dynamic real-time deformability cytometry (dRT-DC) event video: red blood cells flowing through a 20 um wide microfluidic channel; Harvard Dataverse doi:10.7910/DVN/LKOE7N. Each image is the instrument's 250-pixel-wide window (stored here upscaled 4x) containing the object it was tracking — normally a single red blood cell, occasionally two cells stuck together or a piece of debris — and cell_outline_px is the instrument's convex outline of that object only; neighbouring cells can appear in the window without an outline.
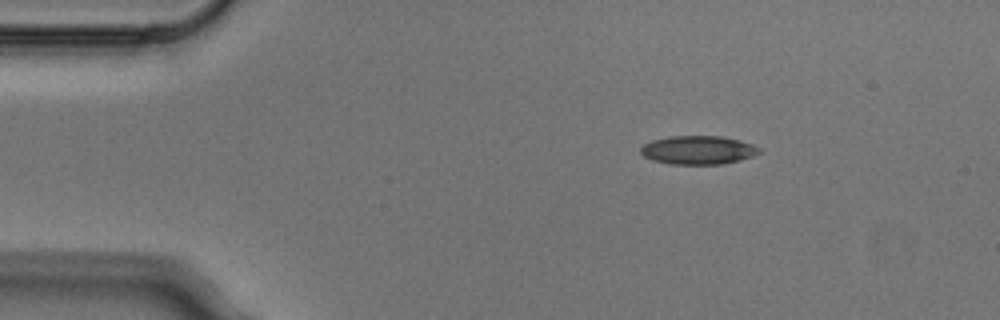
{"species": "Egyptian fruit bat (a non-hibernating species)", "species_latin": "Rousettus aegyptiacus", "temperature_condition": "cold", "stored_images_in_passage": 4, "segment_of_instrument_passage": [1, 2], "camera_frame_rate_fps": 3000, "um_per_image_px": 0.085, "animal": {"sex": "male"}, "frame": {"image": 1, "passage_image": 1, "time_ms": 0.0, "image_size_px": [1000, 320], "cell_outline_px": [[760, 152], [752, 156], [740, 160], [724, 164], [668, 164], [652, 160], [644, 156], [640, 152], [640, 148], [644, 144], [652, 140], [668, 136], [720, 136], [740, 140], [752, 144], [760, 148]], "centroid_in_image_um": [59.32, 12.75], "position_along_channel_um": 25.7, "area_um2": 19.83}}
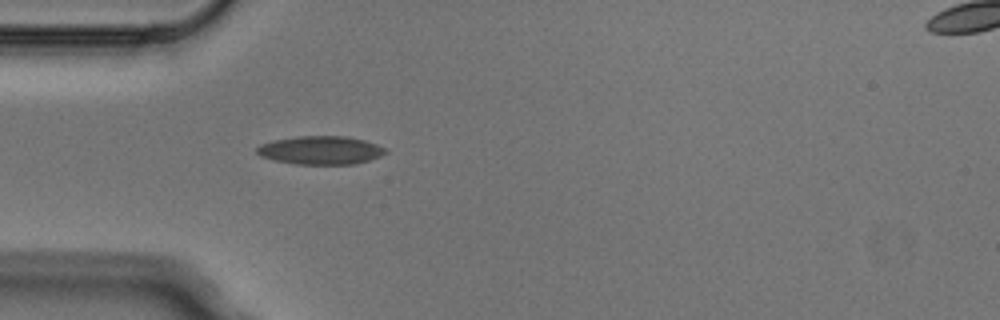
{"frame": {"image": 2, "passage_image": 3, "time_ms": 0.667, "image_size_px": [1000, 320], "cell_outline_px": [[388, 152], [380, 156], [356, 164], [296, 164], [272, 160], [260, 156], [256, 152], [256, 148], [260, 144], [272, 140], [296, 136], [344, 136], [364, 140], [376, 144], [384, 148]], "centroid_in_image_um": [27.21, 12.77], "position_along_channel_um": 57.8, "area_um2": 21.33}}